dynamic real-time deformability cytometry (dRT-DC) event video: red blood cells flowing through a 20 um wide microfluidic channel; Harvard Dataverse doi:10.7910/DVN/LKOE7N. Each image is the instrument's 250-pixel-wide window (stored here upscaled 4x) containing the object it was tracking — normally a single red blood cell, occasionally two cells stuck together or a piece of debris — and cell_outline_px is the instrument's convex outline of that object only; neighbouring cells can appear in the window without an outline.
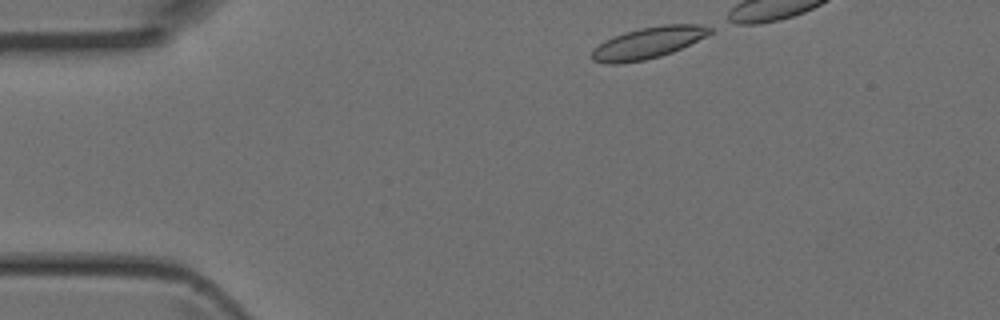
{"species": "Egyptian fruit bat (a non-hibernating species)", "species_latin": "Rousettus aegyptiacus", "temperature_condition": "room temperature", "stored_images_in_passage": 4, "camera_frame_rate_fps": 3000, "um_per_image_px": 0.085, "animal": {"sex": "female"}, "frame": {"image": 1, "passage_image": 1, "time_ms": 0.0, "image_size_px": [1000, 320], "cell_outline_px": [[712, 32], [672, 52], [660, 56], [644, 60], [620, 64], [608, 64], [592, 60], [592, 48], [604, 40], [612, 36], [624, 32], [640, 28], [664, 24], [700, 24], [712, 28]], "centroid_in_image_um": [55.02, 3.64], "position_along_channel_um": 30.0, "area_um2": 21.56}}